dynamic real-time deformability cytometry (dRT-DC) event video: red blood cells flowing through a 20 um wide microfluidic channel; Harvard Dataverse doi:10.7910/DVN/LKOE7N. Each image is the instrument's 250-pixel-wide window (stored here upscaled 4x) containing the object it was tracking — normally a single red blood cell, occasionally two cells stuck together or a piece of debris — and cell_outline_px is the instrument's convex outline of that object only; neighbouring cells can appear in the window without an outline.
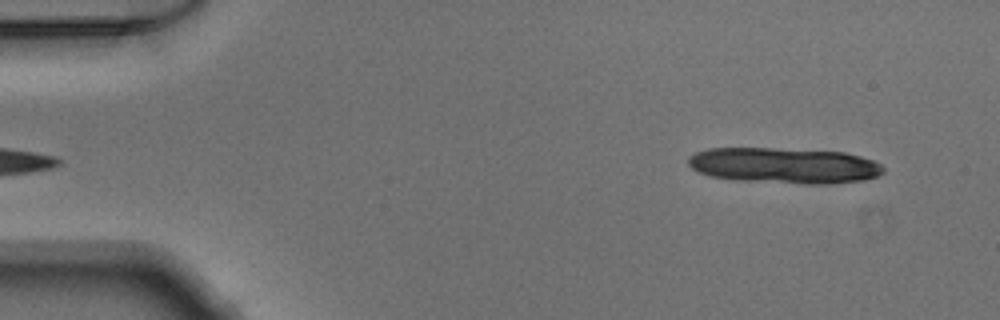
{"species": "Egyptian fruit bat (a non-hibernating species)", "species_latin": "Rousettus aegyptiacus", "temperature_condition": "warm", "stored_images_in_passage": 8, "camera_frame_rate_fps": 3000, "um_per_image_px": 0.085, "animal": {"sex": "male"}, "frame": {"image": 1, "passage_image": 1, "time_ms": 0.0, "image_size_px": [1000, 320], "cell_outline_px": [[884, 172], [876, 176], [864, 180], [828, 184], [804, 184], [732, 180], [708, 176], [692, 168], [688, 164], [688, 156], [696, 152], [708, 148], [772, 148], [844, 152], [860, 156], [872, 160], [880, 164], [884, 168]], "centroid_in_image_um": [66.63, 14.07], "position_along_channel_um": 18.4, "area_um2": 40.92}}